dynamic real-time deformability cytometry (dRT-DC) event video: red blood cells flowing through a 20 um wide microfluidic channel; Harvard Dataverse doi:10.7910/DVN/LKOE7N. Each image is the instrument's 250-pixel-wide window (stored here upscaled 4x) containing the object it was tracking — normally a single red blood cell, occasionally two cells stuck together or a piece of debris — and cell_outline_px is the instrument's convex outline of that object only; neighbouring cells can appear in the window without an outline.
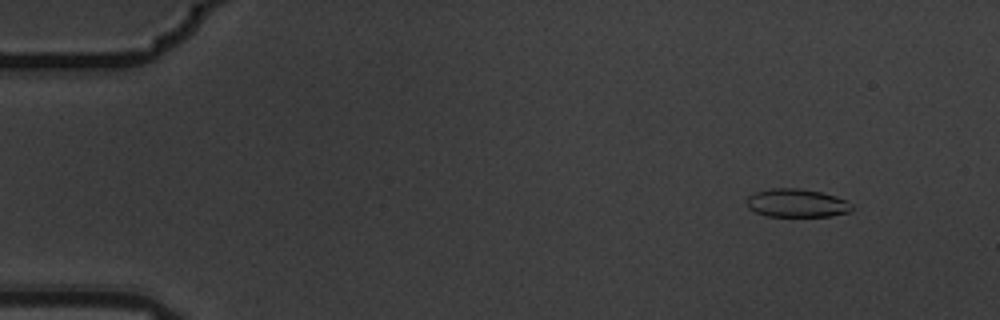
{"species": "common noctule bat (a hibernating species)", "species_latin": "Nyctalus noctula", "temperature_condition": "warm", "stored_images_in_passage": 5, "camera_frame_rate_fps": 3000, "um_per_image_px": 0.085, "animal": {"sex": "male", "body_mass_g": 19.5, "forearm_length_mm": 54.6}, "frame": {"image": 1, "passage_image": 2, "time_ms": 0.333, "image_size_px": [1000, 320], "cell_outline_px": [[852, 212], [828, 216], [764, 216], [748, 208], [748, 196], [756, 192], [772, 188], [800, 188], [820, 192], [836, 196], [852, 204]], "centroid_in_image_um": [67.73, 17.26], "position_along_channel_um": 17.3, "area_um2": 17.28}}